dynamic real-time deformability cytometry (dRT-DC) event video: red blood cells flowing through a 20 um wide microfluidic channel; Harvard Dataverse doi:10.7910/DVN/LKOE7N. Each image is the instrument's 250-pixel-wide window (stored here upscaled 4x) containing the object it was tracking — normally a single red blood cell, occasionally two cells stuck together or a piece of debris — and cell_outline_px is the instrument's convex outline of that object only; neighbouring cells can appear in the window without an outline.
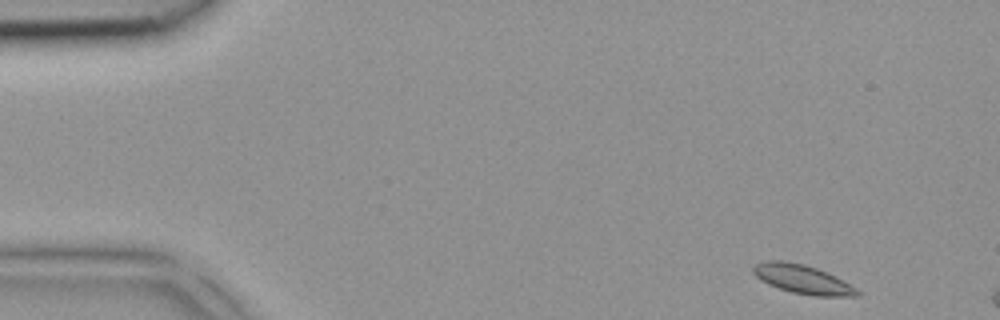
{"species": "common noctule bat (a hibernating species)", "species_latin": "Nyctalus noctula", "temperature_condition": "room temperature", "stored_images_in_passage": 3, "camera_frame_rate_fps": 3000, "um_per_image_px": 0.085, "animal": {"sex": "female", "body_mass_g": 18.4}, "frame": {"image": 1, "passage_image": 1, "time_ms": 0.0, "image_size_px": [1000, 320], "cell_outline_px": [[860, 296], [812, 296], [792, 292], [768, 284], [760, 280], [752, 272], [752, 268], [756, 264], [764, 260], [784, 260], [804, 264], [816, 268], [844, 280], [856, 288], [860, 292]], "centroid_in_image_um": [68.2, 23.73], "position_along_channel_um": 16.8, "area_um2": 17.57}}